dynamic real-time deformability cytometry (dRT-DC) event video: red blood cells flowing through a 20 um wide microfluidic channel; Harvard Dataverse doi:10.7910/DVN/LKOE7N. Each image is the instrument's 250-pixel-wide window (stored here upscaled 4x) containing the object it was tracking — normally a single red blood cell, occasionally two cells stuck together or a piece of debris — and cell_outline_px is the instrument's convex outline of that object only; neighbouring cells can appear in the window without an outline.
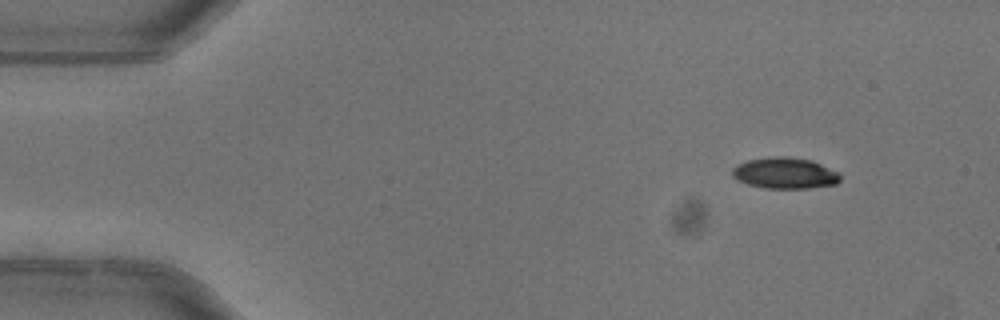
{"species": "common noctule bat (a hibernating species)", "species_latin": "Nyctalus noctula", "temperature_condition": "warm", "stored_images_in_passage": 4, "camera_frame_rate_fps": 3000, "um_per_image_px": 0.085, "animal": {"sex": "female"}, "frame": {"image": 1, "passage_image": 1, "time_ms": 0.0, "image_size_px": [1000, 320], "cell_outline_px": [[840, 180], [836, 184], [808, 188], [764, 188], [748, 184], [736, 180], [732, 176], [732, 168], [736, 164], [748, 160], [768, 156], [788, 156], [812, 160], [840, 172]], "centroid_in_image_um": [66.7, 14.7], "position_along_channel_um": 18.3, "area_um2": 19.88}}
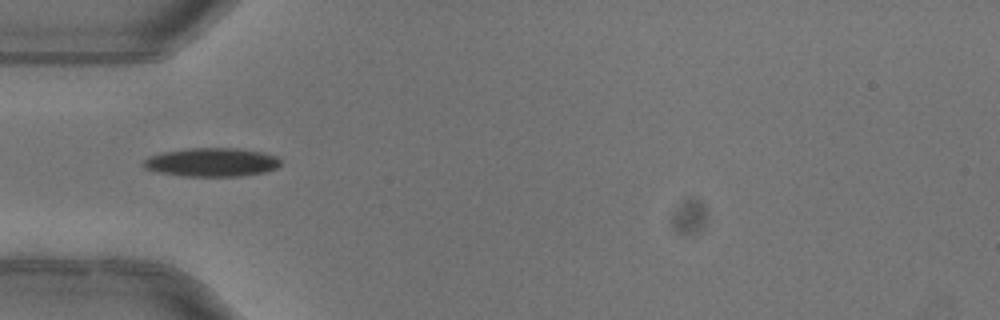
{"frame": {"image": 2, "passage_image": 4, "time_ms": 1.0, "image_size_px": [1000, 320], "cell_outline_px": [[280, 164], [276, 168], [264, 172], [240, 176], [184, 176], [160, 172], [144, 168], [140, 164], [148, 156], [164, 152], [188, 148], [236, 148], [260, 152], [276, 156], [280, 160]], "centroid_in_image_um": [17.96, 13.79], "position_along_channel_um": 67.0, "area_um2": 22.77}}